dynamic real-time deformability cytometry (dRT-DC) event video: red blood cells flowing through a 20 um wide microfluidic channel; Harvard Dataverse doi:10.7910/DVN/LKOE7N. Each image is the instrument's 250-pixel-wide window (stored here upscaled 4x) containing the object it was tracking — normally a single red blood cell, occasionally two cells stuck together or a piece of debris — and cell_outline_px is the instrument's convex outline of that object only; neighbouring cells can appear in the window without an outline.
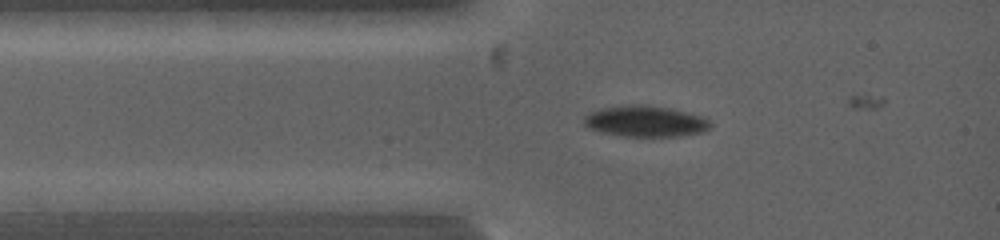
{"species": "common noctule bat (a hibernating species)", "species_latin": "Nyctalus noctula", "temperature_condition": "warm", "stored_images_in_passage": 14, "camera_frame_rate_fps": 5000, "um_per_image_px": 0.085, "animal": {"sex": "female", "body_mass_g": 19.0, "forearm_length_mm": 53.3}, "frame": {"image": 1, "passage_image": 7, "time_ms": 1.6, "image_size_px": [1000, 240], "cell_outline_px": [[712, 128], [704, 132], [680, 136], [620, 136], [588, 128], [584, 124], [584, 116], [600, 108], [628, 104], [648, 104], [668, 108], [700, 116], [708, 120], [712, 124]], "centroid_in_image_um": [54.86, 10.31], "position_along_channel_um": 30.1, "area_um2": 22.89}}
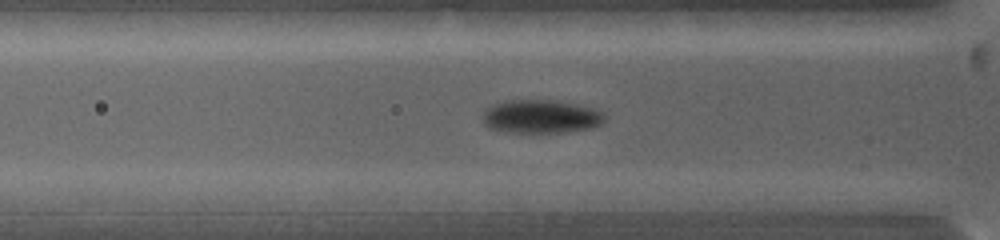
{"frame": {"image": 2, "passage_image": 12, "time_ms": 3.0, "image_size_px": [1000, 240], "cell_outline_px": [[604, 120], [600, 124], [592, 128], [568, 132], [512, 132], [488, 128], [484, 124], [480, 116], [484, 108], [492, 104], [504, 100], [560, 100], [580, 104], [596, 108], [604, 112]], "centroid_in_image_um": [45.96, 9.88], "position_along_channel_um": 79.8, "area_um2": 24.39}}